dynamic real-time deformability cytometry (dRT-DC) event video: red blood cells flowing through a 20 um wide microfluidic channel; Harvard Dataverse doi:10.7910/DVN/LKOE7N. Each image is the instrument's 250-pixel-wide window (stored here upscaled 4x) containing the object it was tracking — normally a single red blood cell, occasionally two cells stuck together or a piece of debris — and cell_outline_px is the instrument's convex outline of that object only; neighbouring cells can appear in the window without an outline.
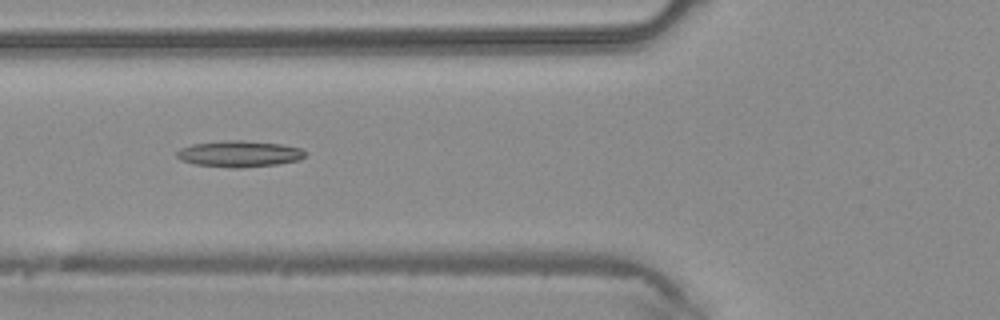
{"species": "common noctule bat (a hibernating species)", "species_latin": "Nyctalus noctula", "temperature_condition": "warm", "stored_images_in_passage": 34, "camera_frame_rate_fps": 3000, "um_per_image_px": 0.085, "animal": {"sex": "male", "body_mass_g": 20.4}, "frame": {"image": 1, "passage_image": 7, "time_ms": 2.0, "image_size_px": [1000, 320], "cell_outline_px": [[308, 152], [300, 160], [280, 164], [244, 168], [232, 168], [192, 164], [180, 160], [176, 156], [176, 152], [180, 148], [192, 144], [224, 140], [240, 140], [284, 144], [300, 148]], "centroid_in_image_um": [20.35, 13.08], "position_along_channel_um": 105.5, "area_um2": 20.06}}
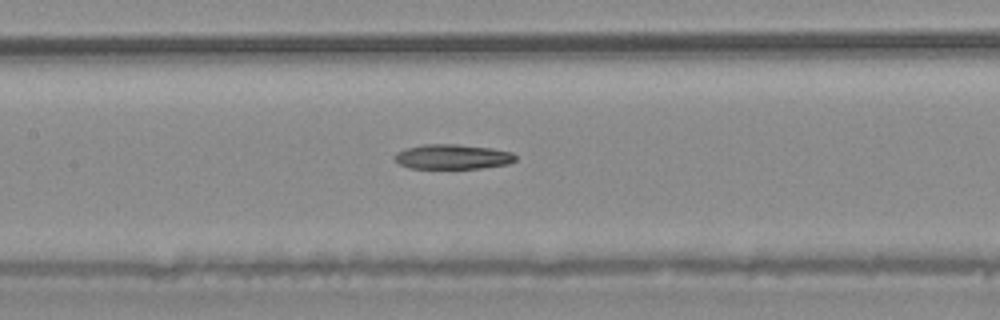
{"frame": {"image": 2, "passage_image": 11, "time_ms": 3.333, "image_size_px": [1000, 320], "cell_outline_px": [[516, 160], [508, 164], [480, 168], [408, 168], [400, 164], [392, 156], [396, 152], [408, 148], [424, 144], [456, 144], [492, 148], [512, 152], [516, 156]], "centroid_in_image_um": [38.47, 13.32], "position_along_channel_um": 168.9, "area_um2": 17.46}}
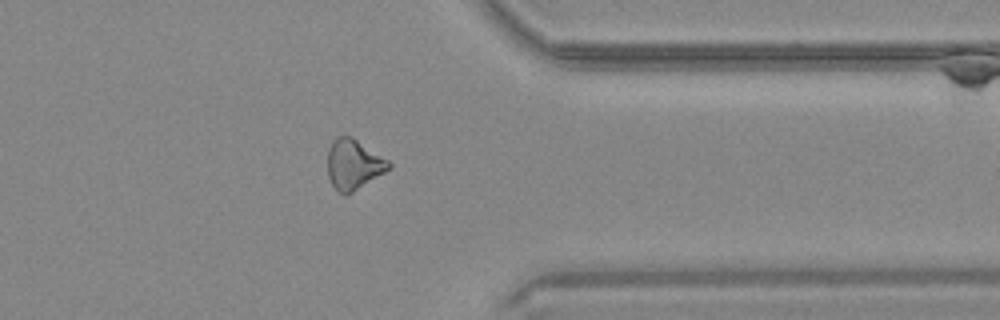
{"frame": {"image": 3, "passage_image": 25, "time_ms": 8.0, "image_size_px": [1000, 320], "cell_outline_px": [[392, 168], [348, 196], [344, 196], [332, 184], [328, 176], [328, 148], [332, 140], [336, 136], [352, 136], [388, 160], [392, 164]], "centroid_in_image_um": [30.06, 13.99], "position_along_channel_um": 381.3, "area_um2": 18.15}}